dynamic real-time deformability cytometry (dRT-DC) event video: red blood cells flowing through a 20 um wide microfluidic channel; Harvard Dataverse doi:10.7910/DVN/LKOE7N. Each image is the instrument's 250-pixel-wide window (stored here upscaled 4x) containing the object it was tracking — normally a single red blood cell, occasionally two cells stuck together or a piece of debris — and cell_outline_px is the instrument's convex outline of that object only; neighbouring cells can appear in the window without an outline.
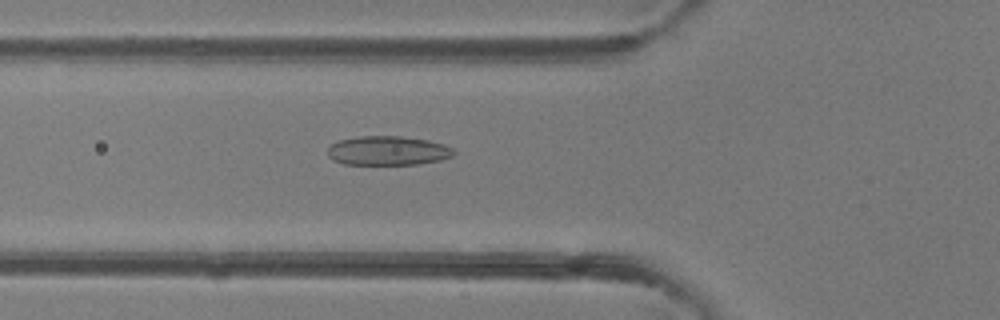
{"species": "common noctule bat (a hibernating species)", "species_latin": "Nyctalus noctula", "temperature_condition": "room temperature", "stored_images_in_passage": 28, "camera_frame_rate_fps": 3000, "um_per_image_px": 0.085, "animal": {"sex": "female"}, "frame": {"image": 1, "passage_image": 2, "time_ms": 0.333, "image_size_px": [1000, 320], "cell_outline_px": [[456, 152], [452, 156], [440, 160], [416, 164], [344, 164], [332, 160], [328, 156], [328, 148], [332, 144], [340, 140], [360, 136], [400, 136], [428, 140], [444, 144], [452, 148]], "centroid_in_image_um": [32.97, 12.81], "position_along_channel_um": 92.8, "area_um2": 21.39}}
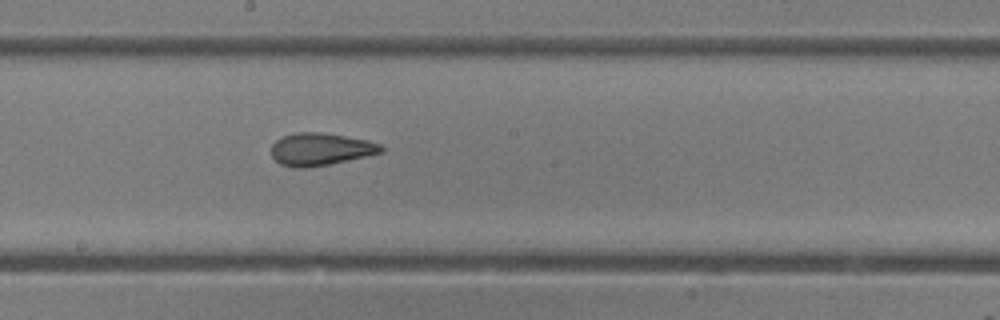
{"frame": {"image": 2, "passage_image": 11, "time_ms": 3.333, "image_size_px": [1000, 320], "cell_outline_px": [[384, 152], [348, 160], [308, 168], [292, 168], [280, 164], [272, 156], [272, 144], [276, 140], [284, 136], [296, 132], [316, 132], [344, 136], [368, 140], [380, 144], [384, 148]], "centroid_in_image_um": [27.24, 12.69], "position_along_channel_um": 221.0, "area_um2": 20.69}}
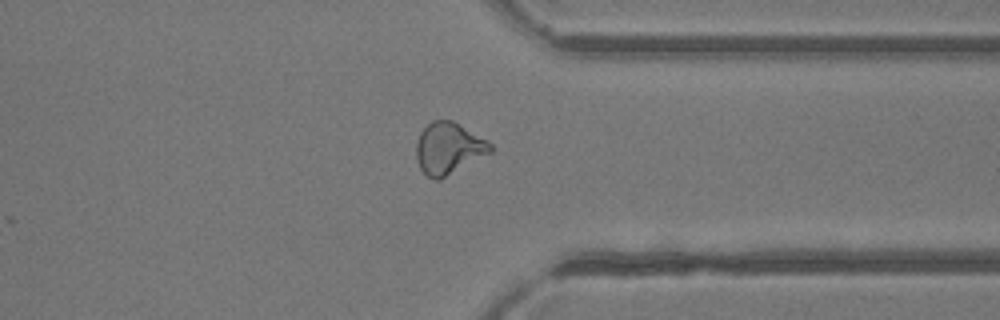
{"frame": {"image": 3, "passage_image": 22, "time_ms": 7.0, "image_size_px": [1000, 320], "cell_outline_px": [[492, 152], [440, 180], [432, 180], [420, 168], [416, 160], [416, 144], [420, 132], [432, 120], [452, 120], [488, 140], [492, 144]], "centroid_in_image_um": [38.13, 12.62], "position_along_channel_um": 373.3, "area_um2": 22.43}}